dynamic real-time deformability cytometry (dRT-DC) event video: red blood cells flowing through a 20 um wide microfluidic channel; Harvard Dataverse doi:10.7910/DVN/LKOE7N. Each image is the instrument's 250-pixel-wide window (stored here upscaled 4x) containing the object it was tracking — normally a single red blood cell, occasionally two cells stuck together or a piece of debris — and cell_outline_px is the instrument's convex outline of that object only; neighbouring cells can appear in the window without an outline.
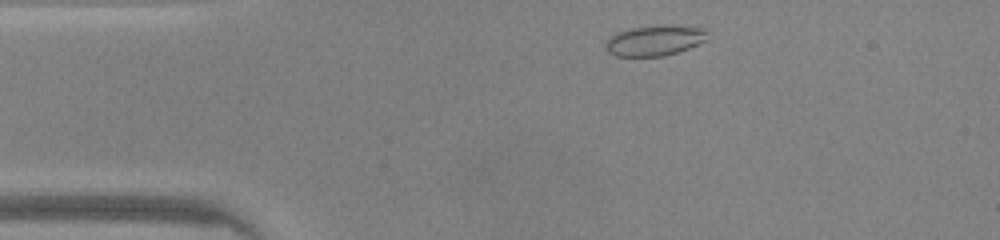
{"species": "common noctule bat (a hibernating species)", "species_latin": "Nyctalus noctula", "temperature_condition": "warm", "stored_images_in_passage": 41, "camera_frame_rate_fps": 3000, "um_per_image_px": 0.085, "animal": {"sex": "male", "body_mass_g": 20.0, "forearm_length_mm": 53.3}, "frame": {"image": 1, "passage_image": 2, "time_ms": 0.333, "image_size_px": [1000, 240], "cell_outline_px": [[708, 28], [704, 40], [688, 48], [664, 56], [616, 56], [608, 52], [604, 48], [604, 44], [616, 32], [632, 28], [668, 24], [672, 24]], "centroid_in_image_um": [55.64, 3.42], "position_along_channel_um": 29.4, "area_um2": 18.09}}
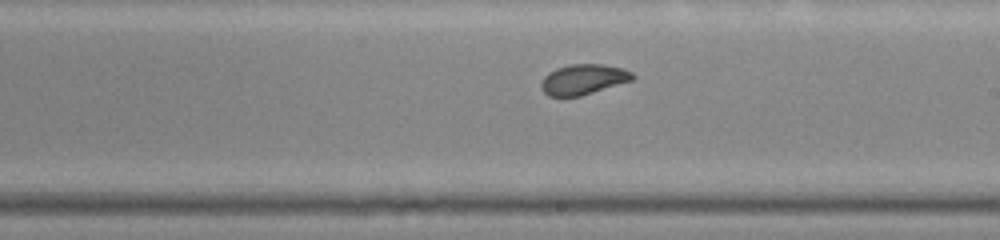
{"frame": {"image": 2, "passage_image": 20, "time_ms": 6.333, "image_size_px": [1000, 240], "cell_outline_px": [[636, 76], [632, 80], [580, 96], [548, 96], [544, 92], [540, 84], [544, 76], [548, 72], [556, 68], [568, 64], [604, 64], [624, 68], [632, 72]], "centroid_in_image_um": [49.58, 6.73], "position_along_channel_um": 239.4, "area_um2": 16.18}}
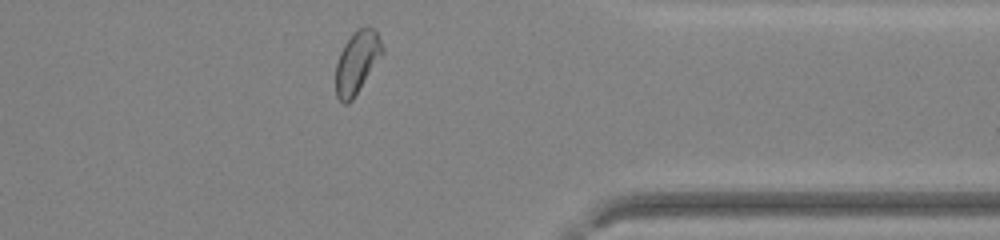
{"frame": {"image": 3, "passage_image": 31, "time_ms": 10.0, "image_size_px": [1000, 240], "cell_outline_px": [[384, 52], [352, 100], [348, 104], [344, 104], [336, 96], [336, 64], [340, 52], [344, 44], [352, 32], [356, 28], [368, 24], [376, 28], [384, 48]], "centroid_in_image_um": [30.36, 5.22], "position_along_channel_um": 381.0, "area_um2": 17.22}, "authors_computed_cell_mechanics": {"area_um2": 17.2244, "velocity_mm_per_s": 4.2486, "shape_relaxation_time_tau1_ms": 6.1152, "shape_relaxation_time_tau2_ms": null, "deformation_change_tau1": 0.1468, "deformation_change_tau2": null}}